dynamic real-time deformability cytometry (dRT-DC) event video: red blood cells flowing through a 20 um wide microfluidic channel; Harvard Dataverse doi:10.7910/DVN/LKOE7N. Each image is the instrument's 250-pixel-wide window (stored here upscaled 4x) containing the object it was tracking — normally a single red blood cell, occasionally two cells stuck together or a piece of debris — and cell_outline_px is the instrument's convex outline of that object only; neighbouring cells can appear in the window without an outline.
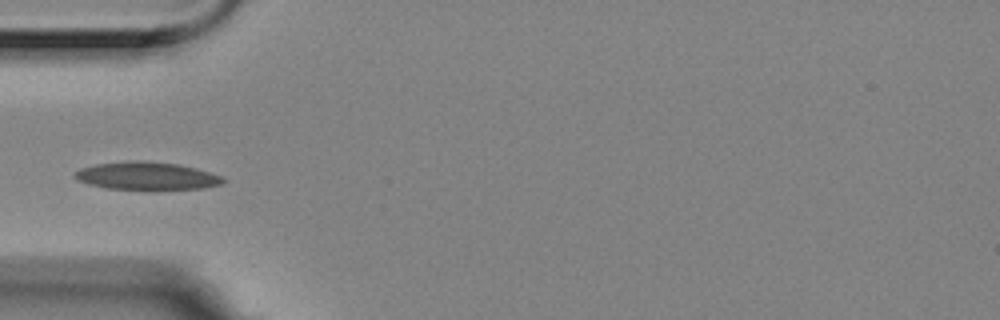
{"species": "Egyptian fruit bat (a non-hibernating species)", "species_latin": "Rousettus aegyptiacus", "temperature_condition": "room temperature", "stored_images_in_passage": 9, "camera_frame_rate_fps": 3000, "um_per_image_px": 0.085, "animal": {"sex": "female"}, "frame": {"image": 1, "passage_image": 3, "time_ms": 0.667, "image_size_px": [1000, 320], "cell_outline_px": [[224, 180], [220, 184], [204, 188], [148, 192], [108, 188], [88, 184], [76, 180], [72, 176], [72, 172], [80, 168], [96, 164], [128, 160], [144, 160], [180, 164], [196, 168], [224, 176]], "centroid_in_image_um": [12.45, 14.98], "position_along_channel_um": 72.6, "area_um2": 25.26}}
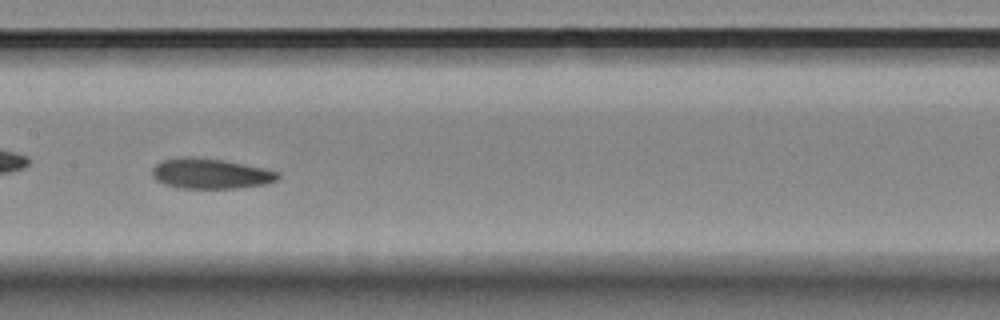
{"frame": {"image": 2, "passage_image": 6, "time_ms": 1.667, "image_size_px": [1000, 320], "cell_outline_px": [[280, 176], [276, 180], [264, 184], [236, 188], [180, 188], [164, 184], [156, 180], [152, 176], [152, 168], [156, 164], [164, 160], [180, 156], [192, 156], [224, 160], [264, 168], [280, 172]], "centroid_in_image_um": [17.87, 14.74], "position_along_channel_um": 189.5, "area_um2": 22.25}}
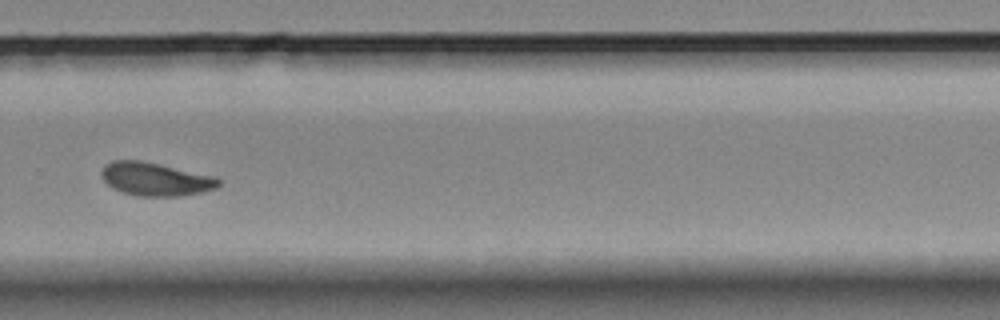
{"frame": {"image": 3, "passage_image": 9, "time_ms": 2.667, "image_size_px": [1000, 320], "cell_outline_px": [[220, 184], [216, 188], [200, 192], [180, 196], [140, 196], [124, 192], [112, 188], [104, 180], [100, 172], [104, 164], [112, 160], [140, 160], [216, 176], [220, 180]], "centroid_in_image_um": [13.2, 15.21], "position_along_channel_um": 316.6, "area_um2": 22.66}}